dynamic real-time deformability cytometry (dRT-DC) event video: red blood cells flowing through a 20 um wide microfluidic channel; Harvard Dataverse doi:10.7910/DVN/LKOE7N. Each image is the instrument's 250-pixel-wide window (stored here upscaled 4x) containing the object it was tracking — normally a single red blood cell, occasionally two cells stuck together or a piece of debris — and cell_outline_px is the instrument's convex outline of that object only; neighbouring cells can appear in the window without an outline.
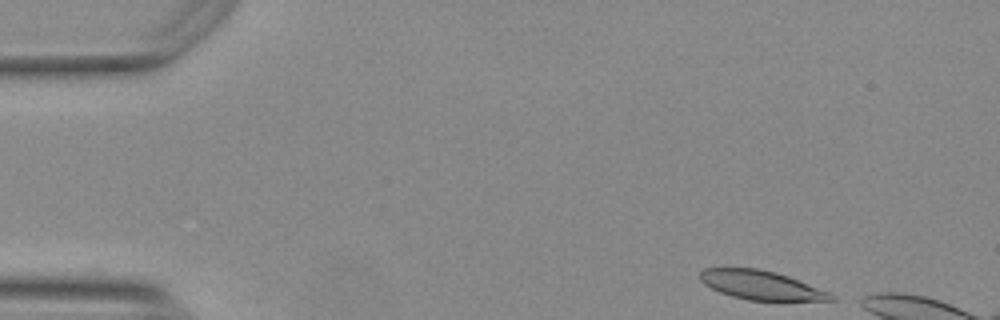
{"species": "Egyptian fruit bat (a non-hibernating species)", "species_latin": "Rousettus aegyptiacus", "temperature_condition": "warm", "stored_images_in_passage": 9, "camera_frame_rate_fps": 3000, "um_per_image_px": 0.085, "animal": {"sex": "female"}, "frame": {"image": 1, "passage_image": 1, "time_ms": 0.0, "image_size_px": [1000, 320], "cell_outline_px": [[836, 300], [748, 300], [732, 296], [720, 292], [704, 284], [700, 280], [700, 272], [704, 268], [756, 268], [776, 272], [788, 276], [828, 292], [836, 296]], "centroid_in_image_um": [64.66, 24.23], "position_along_channel_um": 20.3, "area_um2": 21.79}}